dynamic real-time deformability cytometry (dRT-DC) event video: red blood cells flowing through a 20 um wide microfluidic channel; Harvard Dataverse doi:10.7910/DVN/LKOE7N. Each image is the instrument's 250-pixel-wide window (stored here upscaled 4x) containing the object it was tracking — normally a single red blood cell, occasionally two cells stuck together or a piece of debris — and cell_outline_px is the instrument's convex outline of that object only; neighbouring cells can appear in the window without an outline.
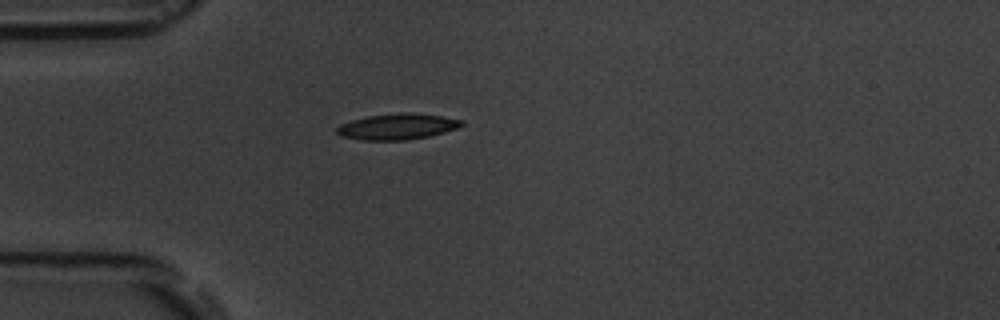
{"species": "common noctule bat (a hibernating species)", "species_latin": "Nyctalus noctula", "temperature_condition": "room temperature", "stored_images_in_passage": 2, "camera_frame_rate_fps": 3000, "um_per_image_px": 0.085, "animal": {"sex": "male", "body_mass_g": 19.5, "forearm_length_mm": 54.6}, "frame": {"image": 1, "passage_image": 1, "time_ms": 0.0, "image_size_px": [1000, 320], "cell_outline_px": [[464, 124], [456, 128], [444, 132], [428, 136], [408, 140], [360, 140], [340, 136], [336, 132], [336, 128], [340, 124], [352, 120], [368, 116], [400, 112], [408, 112], [440, 116], [464, 120]], "centroid_in_image_um": [33.75, 10.76], "position_along_channel_um": 51.3, "area_um2": 18.84}}